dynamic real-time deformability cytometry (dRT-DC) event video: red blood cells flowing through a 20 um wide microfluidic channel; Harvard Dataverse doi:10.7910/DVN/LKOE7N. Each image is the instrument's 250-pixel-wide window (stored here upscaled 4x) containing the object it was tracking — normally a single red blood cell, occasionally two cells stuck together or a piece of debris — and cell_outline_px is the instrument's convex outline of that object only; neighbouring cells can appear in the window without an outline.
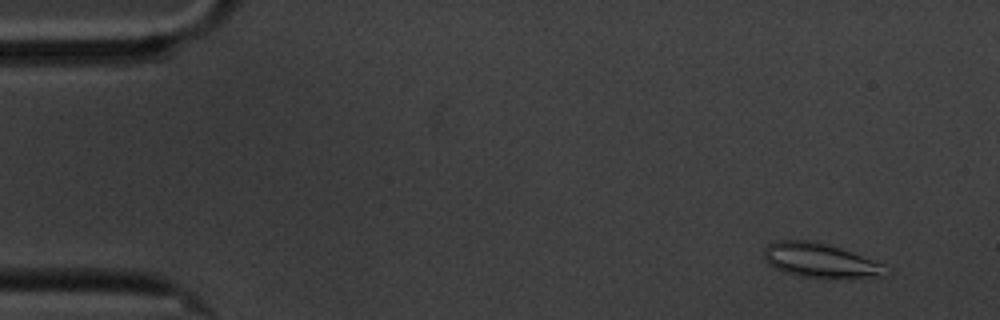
{"species": "common noctule bat (a hibernating species)", "species_latin": "Nyctalus noctula", "temperature_condition": "cold", "stored_images_in_passage": 4, "camera_frame_rate_fps": 3000, "um_per_image_px": 0.085, "animal": {"sex": "male", "body_mass_g": 20.1, "forearm_length_mm": 53.5}, "frame": {"image": 1, "passage_image": 2, "time_ms": 1.0, "image_size_px": [1000, 320], "cell_outline_px": [[892, 272], [888, 276], [848, 280], [800, 276], [784, 272], [772, 268], [764, 260], [764, 248], [768, 244], [776, 240], [808, 240], [840, 248], [852, 252], [884, 264], [892, 268]], "centroid_in_image_um": [69.81, 22.19], "position_along_channel_um": 15.2, "area_um2": 25.32}}